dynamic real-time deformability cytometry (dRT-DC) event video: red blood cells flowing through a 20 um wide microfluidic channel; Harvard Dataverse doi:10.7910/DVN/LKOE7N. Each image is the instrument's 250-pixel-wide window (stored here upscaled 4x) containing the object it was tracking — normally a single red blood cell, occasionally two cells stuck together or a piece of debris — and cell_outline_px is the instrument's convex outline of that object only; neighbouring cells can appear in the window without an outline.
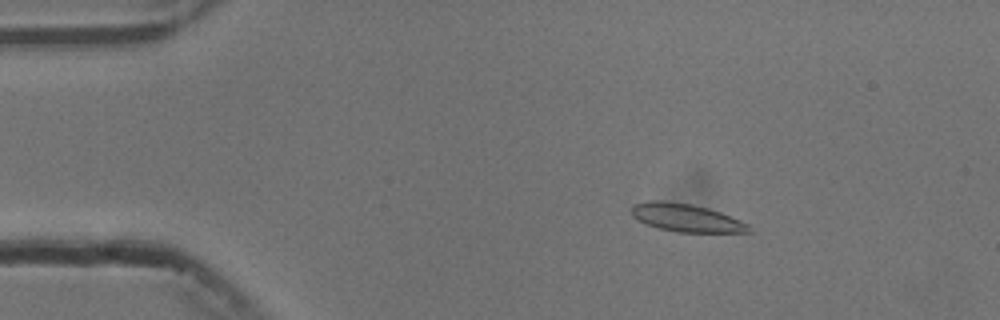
{"species": "common noctule bat (a hibernating species)", "species_latin": "Nyctalus noctula", "temperature_condition": "cold", "stored_images_in_passage": 55, "camera_frame_rate_fps": 3000, "um_per_image_px": 0.085, "animal": {"sex": "male", "body_mass_g": 13.3}, "frame": {"image": 1, "passage_image": 9, "time_ms": 2.667, "image_size_px": [1000, 320], "cell_outline_px": [[752, 232], [676, 232], [656, 228], [644, 224], [632, 216], [632, 204], [652, 200], [660, 200], [692, 204], [708, 208], [720, 212], [748, 224]], "centroid_in_image_um": [58.27, 18.51], "position_along_channel_um": 26.7, "area_um2": 19.13}}
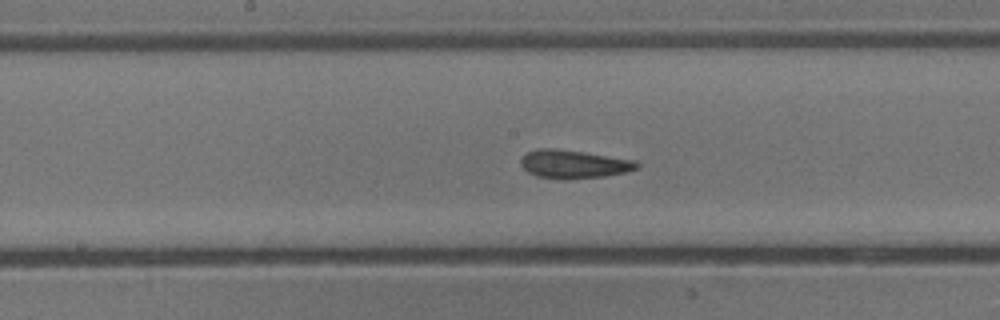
{"frame": {"image": 2, "passage_image": 28, "time_ms": 9.0, "image_size_px": [1000, 320], "cell_outline_px": [[640, 164], [636, 168], [624, 172], [604, 176], [568, 180], [564, 180], [536, 176], [528, 172], [520, 164], [520, 160], [528, 152], [536, 148], [556, 148], [636, 160]], "centroid_in_image_um": [48.74, 13.95], "position_along_channel_um": 199.5, "area_um2": 19.19}}
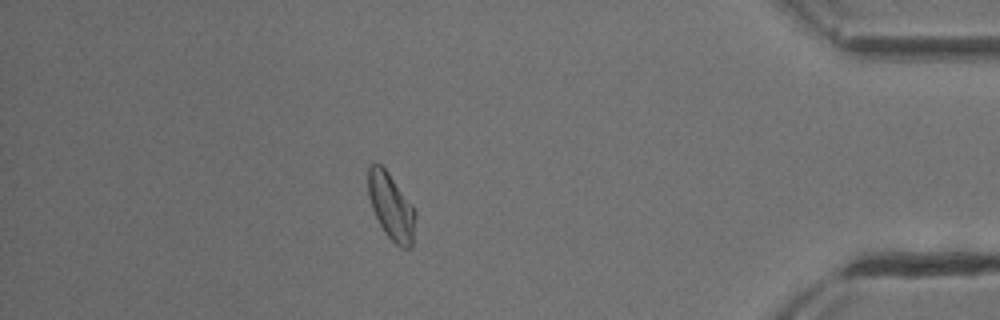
{"frame": {"image": 3, "passage_image": 48, "time_ms": 15.667, "image_size_px": [1000, 320], "cell_outline_px": [[416, 216], [412, 248], [400, 248], [384, 232], [372, 208], [368, 196], [368, 168], [372, 164], [380, 164], [388, 172], [416, 208]], "centroid_in_image_um": [33.28, 17.57], "position_along_channel_um": 401.9, "area_um2": 18.44}, "authors_computed_cell_mechanics": {"area_um2": 18.785, "velocity_mm_per_s": 3.73, "shape_relaxation_time_tau1_ms": 4.3801, "shape_relaxation_time_tau2_ms": 1.3708, "deformation_change_tau1": 0.1309, "deformation_change_tau2": 0.0597}}